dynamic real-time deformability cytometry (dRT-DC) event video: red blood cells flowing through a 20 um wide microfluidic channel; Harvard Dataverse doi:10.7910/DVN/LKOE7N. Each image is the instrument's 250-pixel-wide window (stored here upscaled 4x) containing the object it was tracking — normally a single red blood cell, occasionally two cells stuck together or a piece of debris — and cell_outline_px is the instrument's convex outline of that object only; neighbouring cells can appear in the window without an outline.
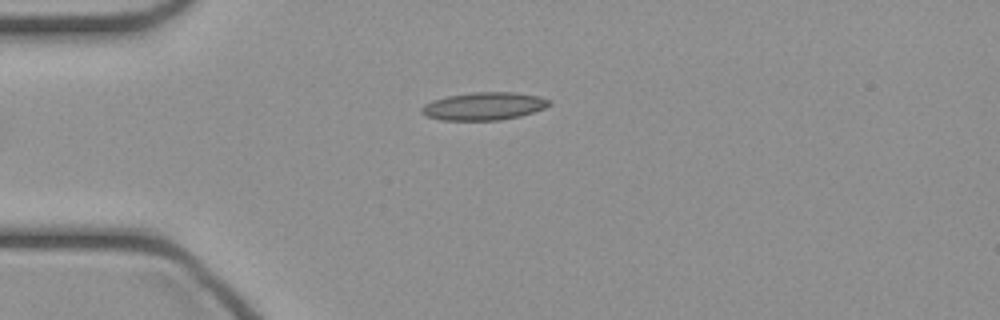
{"species": "common noctule bat (a hibernating species)", "species_latin": "Nyctalus noctula", "temperature_condition": "cold", "stored_images_in_passage": 35, "camera_frame_rate_fps": 3000, "um_per_image_px": 0.085, "animal": {"sex": "female", "body_mass_g": 21.9}, "frame": {"image": 1, "passage_image": 1, "time_ms": 0.0, "image_size_px": [1000, 320], "cell_outline_px": [[552, 104], [544, 108], [520, 116], [500, 120], [440, 120], [424, 116], [420, 112], [420, 108], [424, 104], [432, 100], [448, 96], [472, 92], [512, 92], [540, 96], [552, 100]], "centroid_in_image_um": [41.12, 9.02], "position_along_channel_um": 43.9, "area_um2": 20.87}}
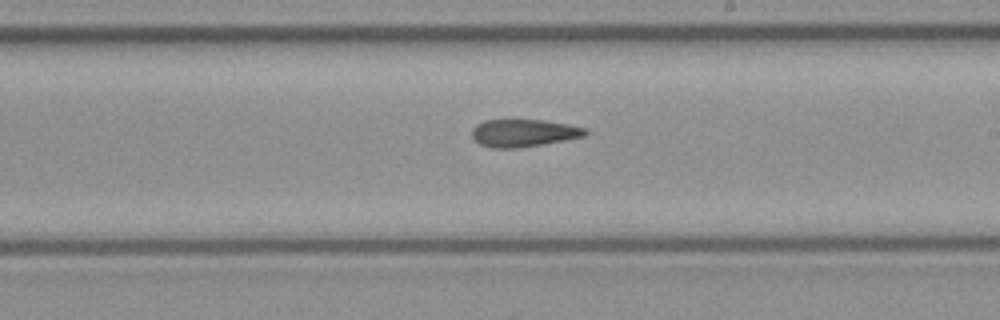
{"frame": {"image": 2, "passage_image": 16, "time_ms": 5.0, "image_size_px": [1000, 320], "cell_outline_px": [[588, 132], [584, 136], [564, 140], [516, 148], [492, 148], [480, 144], [472, 140], [472, 128], [476, 124], [484, 120], [544, 120], [568, 124], [588, 128]], "centroid_in_image_um": [44.48, 11.3], "position_along_channel_um": 244.5, "area_um2": 18.21}}
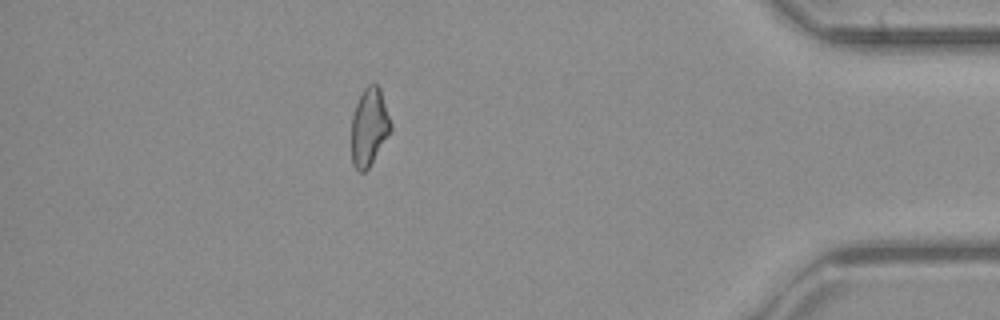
{"frame": {"image": 3, "passage_image": 30, "time_ms": 9.667, "image_size_px": [1000, 320], "cell_outline_px": [[392, 128], [368, 168], [364, 172], [360, 172], [352, 164], [352, 116], [356, 104], [364, 88], [372, 80], [380, 88], [392, 124]], "centroid_in_image_um": [31.38, 10.75], "position_along_channel_um": 403.8, "area_um2": 17.63}}